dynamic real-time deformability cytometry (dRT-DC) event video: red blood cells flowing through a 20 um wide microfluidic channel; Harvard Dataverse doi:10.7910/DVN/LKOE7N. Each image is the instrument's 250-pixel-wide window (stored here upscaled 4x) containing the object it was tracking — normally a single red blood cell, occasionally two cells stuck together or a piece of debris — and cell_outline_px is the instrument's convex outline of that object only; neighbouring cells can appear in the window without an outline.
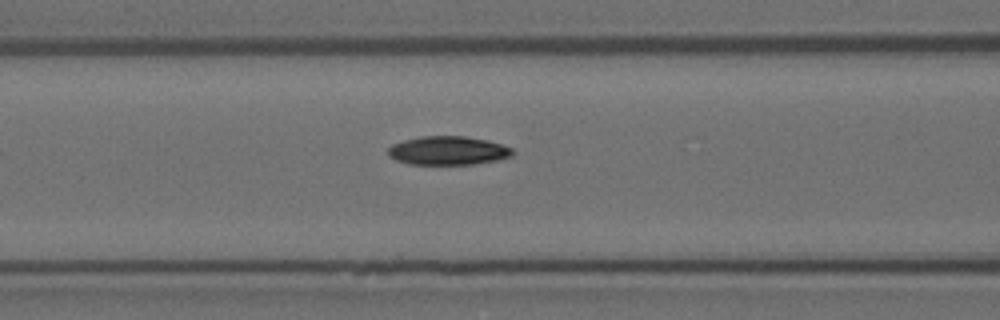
{"species": "Egyptian fruit bat (a non-hibernating species)", "species_latin": "Rousettus aegyptiacus", "temperature_condition": "room temperature", "stored_images_in_passage": 6, "camera_frame_rate_fps": 3000, "um_per_image_px": 0.085, "animal": {"sex": "female"}, "frame": {"image": 1, "passage_image": 6, "time_ms": 1.667, "image_size_px": [1000, 320], "cell_outline_px": [[516, 152], [512, 156], [496, 160], [472, 164], [408, 164], [396, 160], [388, 156], [388, 148], [392, 144], [404, 140], [420, 136], [464, 136], [488, 140], [512, 148]], "centroid_in_image_um": [38.07, 12.8], "position_along_channel_um": 128.5, "area_um2": 20.87}}